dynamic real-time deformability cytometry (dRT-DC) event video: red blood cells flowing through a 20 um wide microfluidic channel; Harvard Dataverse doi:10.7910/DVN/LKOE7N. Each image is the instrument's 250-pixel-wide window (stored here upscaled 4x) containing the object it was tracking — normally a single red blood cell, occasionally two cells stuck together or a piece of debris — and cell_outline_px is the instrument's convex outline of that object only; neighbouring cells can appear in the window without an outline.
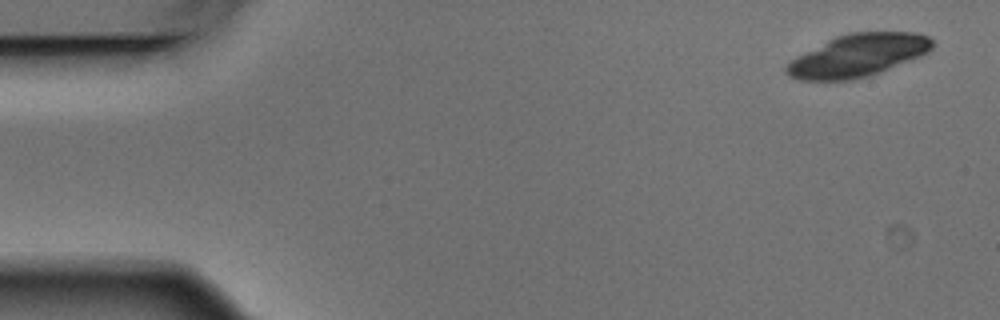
{"species": "Egyptian fruit bat (a non-hibernating species)", "species_latin": "Rousettus aegyptiacus", "temperature_condition": "warm", "stored_images_in_passage": 5, "camera_frame_rate_fps": 3000, "um_per_image_px": 0.085, "animal": {"sex": "male"}, "frame": {"image": 1, "passage_image": 1, "time_ms": 0.0, "image_size_px": [1000, 320], "cell_outline_px": [[936, 44], [928, 52], [912, 60], [880, 72], [868, 76], [852, 80], [800, 80], [788, 76], [784, 72], [784, 68], [796, 56], [836, 36], [848, 32], [912, 32], [928, 36]], "centroid_in_image_um": [72.93, 4.71], "position_along_channel_um": 12.1, "area_um2": 36.24}}